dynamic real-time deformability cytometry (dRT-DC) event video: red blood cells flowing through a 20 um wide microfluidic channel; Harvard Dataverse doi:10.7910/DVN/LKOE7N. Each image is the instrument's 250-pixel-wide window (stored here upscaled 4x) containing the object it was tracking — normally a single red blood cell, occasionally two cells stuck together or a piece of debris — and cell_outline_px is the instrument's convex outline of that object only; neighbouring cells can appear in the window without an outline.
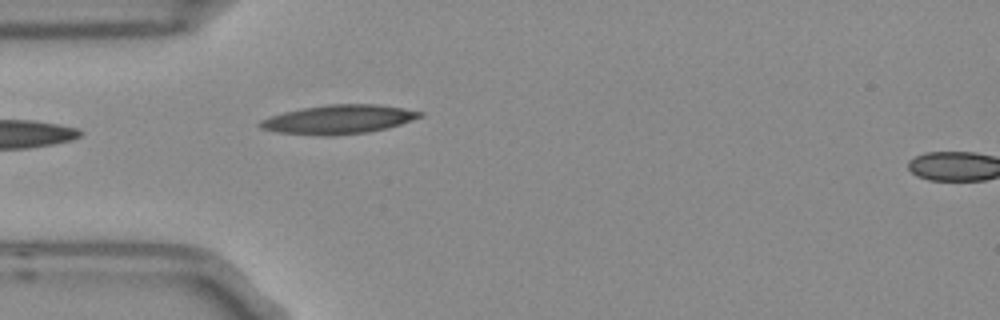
{"species": "Egyptian fruit bat (a non-hibernating species)", "species_latin": "Rousettus aegyptiacus", "temperature_condition": "room temperature", "stored_images_in_passage": 4, "segment_of_instrument_passage": [1, 2], "camera_frame_rate_fps": 3000, "um_per_image_px": 0.085, "frame": {"image": 1, "passage_image": 3, "time_ms": 0.667, "image_size_px": [1000, 320], "cell_outline_px": [[424, 116], [388, 128], [368, 132], [332, 136], [324, 136], [280, 132], [260, 128], [256, 124], [260, 120], [284, 112], [304, 108], [328, 104], [376, 104], [404, 108], [424, 112]], "centroid_in_image_um": [28.81, 10.15], "position_along_channel_um": 56.2, "area_um2": 26.93}}